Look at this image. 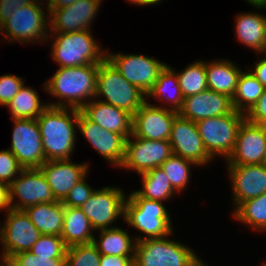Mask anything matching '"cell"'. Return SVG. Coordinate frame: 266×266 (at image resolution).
Instances as JSON below:
<instances>
[{"instance_id": "cell-40", "label": "cell", "mask_w": 266, "mask_h": 266, "mask_svg": "<svg viewBox=\"0 0 266 266\" xmlns=\"http://www.w3.org/2000/svg\"><path fill=\"white\" fill-rule=\"evenodd\" d=\"M86 180L87 175L74 185L63 201L64 206L81 207L90 198L95 189Z\"/></svg>"}, {"instance_id": "cell-6", "label": "cell", "mask_w": 266, "mask_h": 266, "mask_svg": "<svg viewBox=\"0 0 266 266\" xmlns=\"http://www.w3.org/2000/svg\"><path fill=\"white\" fill-rule=\"evenodd\" d=\"M43 3V4H42ZM45 2L33 3L15 9L10 18L0 26V35L8 42L28 44L47 41L50 33V19L44 11ZM44 7V8H43Z\"/></svg>"}, {"instance_id": "cell-29", "label": "cell", "mask_w": 266, "mask_h": 266, "mask_svg": "<svg viewBox=\"0 0 266 266\" xmlns=\"http://www.w3.org/2000/svg\"><path fill=\"white\" fill-rule=\"evenodd\" d=\"M100 234L93 238V244L104 255L134 256L136 240L119 226L99 230Z\"/></svg>"}, {"instance_id": "cell-35", "label": "cell", "mask_w": 266, "mask_h": 266, "mask_svg": "<svg viewBox=\"0 0 266 266\" xmlns=\"http://www.w3.org/2000/svg\"><path fill=\"white\" fill-rule=\"evenodd\" d=\"M191 165L197 166L194 162L172 154L160 168L164 171L173 189L177 193L183 192L188 186L191 176Z\"/></svg>"}, {"instance_id": "cell-42", "label": "cell", "mask_w": 266, "mask_h": 266, "mask_svg": "<svg viewBox=\"0 0 266 266\" xmlns=\"http://www.w3.org/2000/svg\"><path fill=\"white\" fill-rule=\"evenodd\" d=\"M245 118L249 122L266 127V89Z\"/></svg>"}, {"instance_id": "cell-2", "label": "cell", "mask_w": 266, "mask_h": 266, "mask_svg": "<svg viewBox=\"0 0 266 266\" xmlns=\"http://www.w3.org/2000/svg\"><path fill=\"white\" fill-rule=\"evenodd\" d=\"M79 110L48 106L36 119L45 160H71L76 144Z\"/></svg>"}, {"instance_id": "cell-49", "label": "cell", "mask_w": 266, "mask_h": 266, "mask_svg": "<svg viewBox=\"0 0 266 266\" xmlns=\"http://www.w3.org/2000/svg\"><path fill=\"white\" fill-rule=\"evenodd\" d=\"M251 6H253V8L255 7L257 9H265L266 8V0H263L260 4H251Z\"/></svg>"}, {"instance_id": "cell-8", "label": "cell", "mask_w": 266, "mask_h": 266, "mask_svg": "<svg viewBox=\"0 0 266 266\" xmlns=\"http://www.w3.org/2000/svg\"><path fill=\"white\" fill-rule=\"evenodd\" d=\"M244 119L245 114L234 109L231 113L196 122L204 147L213 159L220 156L227 160L232 154L239 126Z\"/></svg>"}, {"instance_id": "cell-23", "label": "cell", "mask_w": 266, "mask_h": 266, "mask_svg": "<svg viewBox=\"0 0 266 266\" xmlns=\"http://www.w3.org/2000/svg\"><path fill=\"white\" fill-rule=\"evenodd\" d=\"M89 120L102 128L123 135H132L133 116L124 110L94 98L80 110Z\"/></svg>"}, {"instance_id": "cell-20", "label": "cell", "mask_w": 266, "mask_h": 266, "mask_svg": "<svg viewBox=\"0 0 266 266\" xmlns=\"http://www.w3.org/2000/svg\"><path fill=\"white\" fill-rule=\"evenodd\" d=\"M234 210L244 201L266 193V165H226Z\"/></svg>"}, {"instance_id": "cell-36", "label": "cell", "mask_w": 266, "mask_h": 266, "mask_svg": "<svg viewBox=\"0 0 266 266\" xmlns=\"http://www.w3.org/2000/svg\"><path fill=\"white\" fill-rule=\"evenodd\" d=\"M101 253L93 244L73 245L66 249L67 266H100Z\"/></svg>"}, {"instance_id": "cell-12", "label": "cell", "mask_w": 266, "mask_h": 266, "mask_svg": "<svg viewBox=\"0 0 266 266\" xmlns=\"http://www.w3.org/2000/svg\"><path fill=\"white\" fill-rule=\"evenodd\" d=\"M11 121L14 125L9 150L24 169L40 168L46 160L36 119H11Z\"/></svg>"}, {"instance_id": "cell-4", "label": "cell", "mask_w": 266, "mask_h": 266, "mask_svg": "<svg viewBox=\"0 0 266 266\" xmlns=\"http://www.w3.org/2000/svg\"><path fill=\"white\" fill-rule=\"evenodd\" d=\"M91 29L70 33H49L53 38L51 56L59 67L99 64L106 58V50L93 38Z\"/></svg>"}, {"instance_id": "cell-19", "label": "cell", "mask_w": 266, "mask_h": 266, "mask_svg": "<svg viewBox=\"0 0 266 266\" xmlns=\"http://www.w3.org/2000/svg\"><path fill=\"white\" fill-rule=\"evenodd\" d=\"M102 0H76L70 6L45 9L50 16V33H70L91 29Z\"/></svg>"}, {"instance_id": "cell-1", "label": "cell", "mask_w": 266, "mask_h": 266, "mask_svg": "<svg viewBox=\"0 0 266 266\" xmlns=\"http://www.w3.org/2000/svg\"><path fill=\"white\" fill-rule=\"evenodd\" d=\"M99 64L59 67L43 88L55 102L48 106L81 110L95 98Z\"/></svg>"}, {"instance_id": "cell-43", "label": "cell", "mask_w": 266, "mask_h": 266, "mask_svg": "<svg viewBox=\"0 0 266 266\" xmlns=\"http://www.w3.org/2000/svg\"><path fill=\"white\" fill-rule=\"evenodd\" d=\"M35 0H3L0 2V26L6 22L15 9L33 3Z\"/></svg>"}, {"instance_id": "cell-47", "label": "cell", "mask_w": 266, "mask_h": 266, "mask_svg": "<svg viewBox=\"0 0 266 266\" xmlns=\"http://www.w3.org/2000/svg\"><path fill=\"white\" fill-rule=\"evenodd\" d=\"M42 1H45L47 9H58L60 7L70 6L76 0H42Z\"/></svg>"}, {"instance_id": "cell-39", "label": "cell", "mask_w": 266, "mask_h": 266, "mask_svg": "<svg viewBox=\"0 0 266 266\" xmlns=\"http://www.w3.org/2000/svg\"><path fill=\"white\" fill-rule=\"evenodd\" d=\"M23 169L9 149L0 151V181L10 185Z\"/></svg>"}, {"instance_id": "cell-31", "label": "cell", "mask_w": 266, "mask_h": 266, "mask_svg": "<svg viewBox=\"0 0 266 266\" xmlns=\"http://www.w3.org/2000/svg\"><path fill=\"white\" fill-rule=\"evenodd\" d=\"M246 71H242L235 95L232 97L233 109L245 115L256 104L266 89L249 69Z\"/></svg>"}, {"instance_id": "cell-7", "label": "cell", "mask_w": 266, "mask_h": 266, "mask_svg": "<svg viewBox=\"0 0 266 266\" xmlns=\"http://www.w3.org/2000/svg\"><path fill=\"white\" fill-rule=\"evenodd\" d=\"M168 237L136 242L134 266H192L199 259L189 246Z\"/></svg>"}, {"instance_id": "cell-34", "label": "cell", "mask_w": 266, "mask_h": 266, "mask_svg": "<svg viewBox=\"0 0 266 266\" xmlns=\"http://www.w3.org/2000/svg\"><path fill=\"white\" fill-rule=\"evenodd\" d=\"M172 69L177 74L178 83L184 98L208 89L205 61L197 60L194 63H190L180 73L174 68Z\"/></svg>"}, {"instance_id": "cell-11", "label": "cell", "mask_w": 266, "mask_h": 266, "mask_svg": "<svg viewBox=\"0 0 266 266\" xmlns=\"http://www.w3.org/2000/svg\"><path fill=\"white\" fill-rule=\"evenodd\" d=\"M106 58L128 82L137 86L146 95L167 65V63H162V61L144 54H114L107 50Z\"/></svg>"}, {"instance_id": "cell-13", "label": "cell", "mask_w": 266, "mask_h": 266, "mask_svg": "<svg viewBox=\"0 0 266 266\" xmlns=\"http://www.w3.org/2000/svg\"><path fill=\"white\" fill-rule=\"evenodd\" d=\"M172 154L167 140H149L131 135L126 139L125 157L120 169L133 170L141 175L160 167Z\"/></svg>"}, {"instance_id": "cell-17", "label": "cell", "mask_w": 266, "mask_h": 266, "mask_svg": "<svg viewBox=\"0 0 266 266\" xmlns=\"http://www.w3.org/2000/svg\"><path fill=\"white\" fill-rule=\"evenodd\" d=\"M177 111L158 107V104L147 100L133 115L132 135L149 140H167L171 135V128Z\"/></svg>"}, {"instance_id": "cell-32", "label": "cell", "mask_w": 266, "mask_h": 266, "mask_svg": "<svg viewBox=\"0 0 266 266\" xmlns=\"http://www.w3.org/2000/svg\"><path fill=\"white\" fill-rule=\"evenodd\" d=\"M140 176L142 188L135 191L143 198L164 203L177 193L160 167H156Z\"/></svg>"}, {"instance_id": "cell-33", "label": "cell", "mask_w": 266, "mask_h": 266, "mask_svg": "<svg viewBox=\"0 0 266 266\" xmlns=\"http://www.w3.org/2000/svg\"><path fill=\"white\" fill-rule=\"evenodd\" d=\"M232 213L234 219L252 230L266 231V193L242 202Z\"/></svg>"}, {"instance_id": "cell-51", "label": "cell", "mask_w": 266, "mask_h": 266, "mask_svg": "<svg viewBox=\"0 0 266 266\" xmlns=\"http://www.w3.org/2000/svg\"><path fill=\"white\" fill-rule=\"evenodd\" d=\"M248 4H260L263 0H245Z\"/></svg>"}, {"instance_id": "cell-45", "label": "cell", "mask_w": 266, "mask_h": 266, "mask_svg": "<svg viewBox=\"0 0 266 266\" xmlns=\"http://www.w3.org/2000/svg\"><path fill=\"white\" fill-rule=\"evenodd\" d=\"M253 69L250 68L251 73L258 79V81L266 88V56L262 59L258 58Z\"/></svg>"}, {"instance_id": "cell-52", "label": "cell", "mask_w": 266, "mask_h": 266, "mask_svg": "<svg viewBox=\"0 0 266 266\" xmlns=\"http://www.w3.org/2000/svg\"><path fill=\"white\" fill-rule=\"evenodd\" d=\"M263 53H264V56H265L266 55V37H265V43H264L262 54Z\"/></svg>"}, {"instance_id": "cell-27", "label": "cell", "mask_w": 266, "mask_h": 266, "mask_svg": "<svg viewBox=\"0 0 266 266\" xmlns=\"http://www.w3.org/2000/svg\"><path fill=\"white\" fill-rule=\"evenodd\" d=\"M94 232L90 220L80 207L65 206L61 238L67 248L92 243Z\"/></svg>"}, {"instance_id": "cell-9", "label": "cell", "mask_w": 266, "mask_h": 266, "mask_svg": "<svg viewBox=\"0 0 266 266\" xmlns=\"http://www.w3.org/2000/svg\"><path fill=\"white\" fill-rule=\"evenodd\" d=\"M5 222L0 225V264H5L13 255L30 251L41 236L24 210L10 208L5 213Z\"/></svg>"}, {"instance_id": "cell-10", "label": "cell", "mask_w": 266, "mask_h": 266, "mask_svg": "<svg viewBox=\"0 0 266 266\" xmlns=\"http://www.w3.org/2000/svg\"><path fill=\"white\" fill-rule=\"evenodd\" d=\"M126 194L121 188L104 186L95 189L90 198L80 207L93 229H111L118 218L124 221Z\"/></svg>"}, {"instance_id": "cell-28", "label": "cell", "mask_w": 266, "mask_h": 266, "mask_svg": "<svg viewBox=\"0 0 266 266\" xmlns=\"http://www.w3.org/2000/svg\"><path fill=\"white\" fill-rule=\"evenodd\" d=\"M146 97L147 99L154 97L156 101L161 102L158 107H165L177 112L182 108L184 96L178 83L177 74L170 65H166L160 72L157 81ZM162 104L167 105V107Z\"/></svg>"}, {"instance_id": "cell-53", "label": "cell", "mask_w": 266, "mask_h": 266, "mask_svg": "<svg viewBox=\"0 0 266 266\" xmlns=\"http://www.w3.org/2000/svg\"><path fill=\"white\" fill-rule=\"evenodd\" d=\"M261 266H266V260H265V262H263V264H261Z\"/></svg>"}, {"instance_id": "cell-38", "label": "cell", "mask_w": 266, "mask_h": 266, "mask_svg": "<svg viewBox=\"0 0 266 266\" xmlns=\"http://www.w3.org/2000/svg\"><path fill=\"white\" fill-rule=\"evenodd\" d=\"M66 258H49L25 251L13 255L6 263V266H64Z\"/></svg>"}, {"instance_id": "cell-48", "label": "cell", "mask_w": 266, "mask_h": 266, "mask_svg": "<svg viewBox=\"0 0 266 266\" xmlns=\"http://www.w3.org/2000/svg\"><path fill=\"white\" fill-rule=\"evenodd\" d=\"M129 2H131V4H134V5H140V6H149V5H156V4H159L160 1H163V0H127Z\"/></svg>"}, {"instance_id": "cell-26", "label": "cell", "mask_w": 266, "mask_h": 266, "mask_svg": "<svg viewBox=\"0 0 266 266\" xmlns=\"http://www.w3.org/2000/svg\"><path fill=\"white\" fill-rule=\"evenodd\" d=\"M65 206L61 201L39 203L24 209L41 235L62 234Z\"/></svg>"}, {"instance_id": "cell-44", "label": "cell", "mask_w": 266, "mask_h": 266, "mask_svg": "<svg viewBox=\"0 0 266 266\" xmlns=\"http://www.w3.org/2000/svg\"><path fill=\"white\" fill-rule=\"evenodd\" d=\"M134 256H111L101 254L100 266H134Z\"/></svg>"}, {"instance_id": "cell-15", "label": "cell", "mask_w": 266, "mask_h": 266, "mask_svg": "<svg viewBox=\"0 0 266 266\" xmlns=\"http://www.w3.org/2000/svg\"><path fill=\"white\" fill-rule=\"evenodd\" d=\"M169 143L174 155L191 160L197 166H206L215 160L207 153L196 123L179 114L172 123Z\"/></svg>"}, {"instance_id": "cell-25", "label": "cell", "mask_w": 266, "mask_h": 266, "mask_svg": "<svg viewBox=\"0 0 266 266\" xmlns=\"http://www.w3.org/2000/svg\"><path fill=\"white\" fill-rule=\"evenodd\" d=\"M255 11L242 12L236 16V36L241 44L262 55L266 37V16Z\"/></svg>"}, {"instance_id": "cell-37", "label": "cell", "mask_w": 266, "mask_h": 266, "mask_svg": "<svg viewBox=\"0 0 266 266\" xmlns=\"http://www.w3.org/2000/svg\"><path fill=\"white\" fill-rule=\"evenodd\" d=\"M66 249L67 247L61 236L41 235L30 251L35 255L43 257L66 258Z\"/></svg>"}, {"instance_id": "cell-18", "label": "cell", "mask_w": 266, "mask_h": 266, "mask_svg": "<svg viewBox=\"0 0 266 266\" xmlns=\"http://www.w3.org/2000/svg\"><path fill=\"white\" fill-rule=\"evenodd\" d=\"M77 129L106 161L114 167L122 166L126 147V138L123 135L102 128L80 110Z\"/></svg>"}, {"instance_id": "cell-5", "label": "cell", "mask_w": 266, "mask_h": 266, "mask_svg": "<svg viewBox=\"0 0 266 266\" xmlns=\"http://www.w3.org/2000/svg\"><path fill=\"white\" fill-rule=\"evenodd\" d=\"M95 98L133 116L146 101V94L128 82L105 58L99 63Z\"/></svg>"}, {"instance_id": "cell-22", "label": "cell", "mask_w": 266, "mask_h": 266, "mask_svg": "<svg viewBox=\"0 0 266 266\" xmlns=\"http://www.w3.org/2000/svg\"><path fill=\"white\" fill-rule=\"evenodd\" d=\"M233 110L232 99L229 96L207 89L184 98L178 114L196 123L203 119L231 113Z\"/></svg>"}, {"instance_id": "cell-14", "label": "cell", "mask_w": 266, "mask_h": 266, "mask_svg": "<svg viewBox=\"0 0 266 266\" xmlns=\"http://www.w3.org/2000/svg\"><path fill=\"white\" fill-rule=\"evenodd\" d=\"M14 198L18 199L17 202ZM54 201L51 187L39 168L23 169L10 184L12 209L24 210L32 205Z\"/></svg>"}, {"instance_id": "cell-24", "label": "cell", "mask_w": 266, "mask_h": 266, "mask_svg": "<svg viewBox=\"0 0 266 266\" xmlns=\"http://www.w3.org/2000/svg\"><path fill=\"white\" fill-rule=\"evenodd\" d=\"M209 90L229 96L235 95L242 69L228 58L205 62Z\"/></svg>"}, {"instance_id": "cell-3", "label": "cell", "mask_w": 266, "mask_h": 266, "mask_svg": "<svg viewBox=\"0 0 266 266\" xmlns=\"http://www.w3.org/2000/svg\"><path fill=\"white\" fill-rule=\"evenodd\" d=\"M124 222L145 235L134 236L136 242L172 236L171 216L163 202L141 197L131 192L125 201Z\"/></svg>"}, {"instance_id": "cell-30", "label": "cell", "mask_w": 266, "mask_h": 266, "mask_svg": "<svg viewBox=\"0 0 266 266\" xmlns=\"http://www.w3.org/2000/svg\"><path fill=\"white\" fill-rule=\"evenodd\" d=\"M6 107L9 108L10 119H37L48 107V103L40 100L37 90L23 84Z\"/></svg>"}, {"instance_id": "cell-50", "label": "cell", "mask_w": 266, "mask_h": 266, "mask_svg": "<svg viewBox=\"0 0 266 266\" xmlns=\"http://www.w3.org/2000/svg\"><path fill=\"white\" fill-rule=\"evenodd\" d=\"M192 266H207V264L199 258Z\"/></svg>"}, {"instance_id": "cell-46", "label": "cell", "mask_w": 266, "mask_h": 266, "mask_svg": "<svg viewBox=\"0 0 266 266\" xmlns=\"http://www.w3.org/2000/svg\"><path fill=\"white\" fill-rule=\"evenodd\" d=\"M10 208V185L0 181V211H8Z\"/></svg>"}, {"instance_id": "cell-21", "label": "cell", "mask_w": 266, "mask_h": 266, "mask_svg": "<svg viewBox=\"0 0 266 266\" xmlns=\"http://www.w3.org/2000/svg\"><path fill=\"white\" fill-rule=\"evenodd\" d=\"M88 163H74L72 160L46 161L39 169L43 172L56 201L63 202L69 191L88 175Z\"/></svg>"}, {"instance_id": "cell-41", "label": "cell", "mask_w": 266, "mask_h": 266, "mask_svg": "<svg viewBox=\"0 0 266 266\" xmlns=\"http://www.w3.org/2000/svg\"><path fill=\"white\" fill-rule=\"evenodd\" d=\"M25 82L17 75L5 74L0 76V105L6 106L20 91Z\"/></svg>"}, {"instance_id": "cell-16", "label": "cell", "mask_w": 266, "mask_h": 266, "mask_svg": "<svg viewBox=\"0 0 266 266\" xmlns=\"http://www.w3.org/2000/svg\"><path fill=\"white\" fill-rule=\"evenodd\" d=\"M266 160V127L249 122L239 126L235 147L227 165L264 164Z\"/></svg>"}]
</instances>
